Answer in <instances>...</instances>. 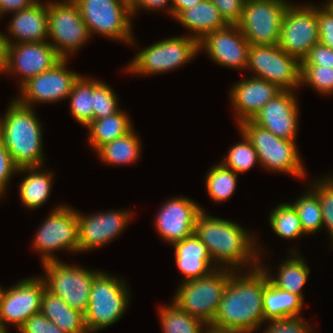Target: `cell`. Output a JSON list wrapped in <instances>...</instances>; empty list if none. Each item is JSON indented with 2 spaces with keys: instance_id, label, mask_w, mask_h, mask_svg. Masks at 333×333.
Instances as JSON below:
<instances>
[{
  "instance_id": "cell-1",
  "label": "cell",
  "mask_w": 333,
  "mask_h": 333,
  "mask_svg": "<svg viewBox=\"0 0 333 333\" xmlns=\"http://www.w3.org/2000/svg\"><path fill=\"white\" fill-rule=\"evenodd\" d=\"M208 215L205 210L199 214L194 233L207 246L214 265L234 271L257 268L263 250L258 248L256 235L233 221Z\"/></svg>"
},
{
  "instance_id": "cell-2",
  "label": "cell",
  "mask_w": 333,
  "mask_h": 333,
  "mask_svg": "<svg viewBox=\"0 0 333 333\" xmlns=\"http://www.w3.org/2000/svg\"><path fill=\"white\" fill-rule=\"evenodd\" d=\"M244 270L231 275L211 325L252 333L266 322L262 298L267 274L260 266Z\"/></svg>"
},
{
  "instance_id": "cell-3",
  "label": "cell",
  "mask_w": 333,
  "mask_h": 333,
  "mask_svg": "<svg viewBox=\"0 0 333 333\" xmlns=\"http://www.w3.org/2000/svg\"><path fill=\"white\" fill-rule=\"evenodd\" d=\"M41 124L35 110L16 99L0 117V139L18 168L44 165Z\"/></svg>"
},
{
  "instance_id": "cell-4",
  "label": "cell",
  "mask_w": 333,
  "mask_h": 333,
  "mask_svg": "<svg viewBox=\"0 0 333 333\" xmlns=\"http://www.w3.org/2000/svg\"><path fill=\"white\" fill-rule=\"evenodd\" d=\"M238 129L255 148L261 166L266 170L283 172L298 179L304 178L306 169L301 161L296 141H288L275 136L272 132L259 127L251 120L241 121Z\"/></svg>"
},
{
  "instance_id": "cell-5",
  "label": "cell",
  "mask_w": 333,
  "mask_h": 333,
  "mask_svg": "<svg viewBox=\"0 0 333 333\" xmlns=\"http://www.w3.org/2000/svg\"><path fill=\"white\" fill-rule=\"evenodd\" d=\"M117 276L99 272L92 281L89 306L84 314L89 333L109 327L119 321L127 311L130 291L127 284Z\"/></svg>"
},
{
  "instance_id": "cell-6",
  "label": "cell",
  "mask_w": 333,
  "mask_h": 333,
  "mask_svg": "<svg viewBox=\"0 0 333 333\" xmlns=\"http://www.w3.org/2000/svg\"><path fill=\"white\" fill-rule=\"evenodd\" d=\"M234 270L217 268L209 275L178 285L173 299L183 312L211 324Z\"/></svg>"
},
{
  "instance_id": "cell-7",
  "label": "cell",
  "mask_w": 333,
  "mask_h": 333,
  "mask_svg": "<svg viewBox=\"0 0 333 333\" xmlns=\"http://www.w3.org/2000/svg\"><path fill=\"white\" fill-rule=\"evenodd\" d=\"M87 25L90 36L99 34L110 40L135 46L130 0H73Z\"/></svg>"
},
{
  "instance_id": "cell-8",
  "label": "cell",
  "mask_w": 333,
  "mask_h": 333,
  "mask_svg": "<svg viewBox=\"0 0 333 333\" xmlns=\"http://www.w3.org/2000/svg\"><path fill=\"white\" fill-rule=\"evenodd\" d=\"M199 41L191 36L171 37L139 50L126 70L140 75H157L177 69L197 56Z\"/></svg>"
},
{
  "instance_id": "cell-9",
  "label": "cell",
  "mask_w": 333,
  "mask_h": 333,
  "mask_svg": "<svg viewBox=\"0 0 333 333\" xmlns=\"http://www.w3.org/2000/svg\"><path fill=\"white\" fill-rule=\"evenodd\" d=\"M45 275L42 277L46 290L62 298L70 307L86 313L89 306V297L92 281L100 272L69 265L60 260L42 263Z\"/></svg>"
},
{
  "instance_id": "cell-10",
  "label": "cell",
  "mask_w": 333,
  "mask_h": 333,
  "mask_svg": "<svg viewBox=\"0 0 333 333\" xmlns=\"http://www.w3.org/2000/svg\"><path fill=\"white\" fill-rule=\"evenodd\" d=\"M90 37L87 25L73 0L48 2L49 43L61 58H70Z\"/></svg>"
},
{
  "instance_id": "cell-11",
  "label": "cell",
  "mask_w": 333,
  "mask_h": 333,
  "mask_svg": "<svg viewBox=\"0 0 333 333\" xmlns=\"http://www.w3.org/2000/svg\"><path fill=\"white\" fill-rule=\"evenodd\" d=\"M247 69L254 71L253 77L265 79L283 91H295L301 86V61L278 44L251 45Z\"/></svg>"
},
{
  "instance_id": "cell-12",
  "label": "cell",
  "mask_w": 333,
  "mask_h": 333,
  "mask_svg": "<svg viewBox=\"0 0 333 333\" xmlns=\"http://www.w3.org/2000/svg\"><path fill=\"white\" fill-rule=\"evenodd\" d=\"M32 247L40 253L41 263L58 260L54 251L79 252L77 210L66 204L56 206L39 227Z\"/></svg>"
},
{
  "instance_id": "cell-13",
  "label": "cell",
  "mask_w": 333,
  "mask_h": 333,
  "mask_svg": "<svg viewBox=\"0 0 333 333\" xmlns=\"http://www.w3.org/2000/svg\"><path fill=\"white\" fill-rule=\"evenodd\" d=\"M287 0H246L237 24L250 45H277Z\"/></svg>"
},
{
  "instance_id": "cell-14",
  "label": "cell",
  "mask_w": 333,
  "mask_h": 333,
  "mask_svg": "<svg viewBox=\"0 0 333 333\" xmlns=\"http://www.w3.org/2000/svg\"><path fill=\"white\" fill-rule=\"evenodd\" d=\"M317 43L319 30L316 5L290 3L283 16L279 47L302 61Z\"/></svg>"
},
{
  "instance_id": "cell-15",
  "label": "cell",
  "mask_w": 333,
  "mask_h": 333,
  "mask_svg": "<svg viewBox=\"0 0 333 333\" xmlns=\"http://www.w3.org/2000/svg\"><path fill=\"white\" fill-rule=\"evenodd\" d=\"M46 285L41 277L25 278L10 288L2 289L0 325H15L19 330L33 315L41 313L42 296Z\"/></svg>"
},
{
  "instance_id": "cell-16",
  "label": "cell",
  "mask_w": 333,
  "mask_h": 333,
  "mask_svg": "<svg viewBox=\"0 0 333 333\" xmlns=\"http://www.w3.org/2000/svg\"><path fill=\"white\" fill-rule=\"evenodd\" d=\"M68 59H61L51 69L29 79L20 88L16 99L20 104L32 107L37 103H54L68 99L74 82L80 73L67 69Z\"/></svg>"
},
{
  "instance_id": "cell-17",
  "label": "cell",
  "mask_w": 333,
  "mask_h": 333,
  "mask_svg": "<svg viewBox=\"0 0 333 333\" xmlns=\"http://www.w3.org/2000/svg\"><path fill=\"white\" fill-rule=\"evenodd\" d=\"M250 46L238 25H227L207 33L199 41V52L204 49L214 63L241 72L246 71Z\"/></svg>"
},
{
  "instance_id": "cell-18",
  "label": "cell",
  "mask_w": 333,
  "mask_h": 333,
  "mask_svg": "<svg viewBox=\"0 0 333 333\" xmlns=\"http://www.w3.org/2000/svg\"><path fill=\"white\" fill-rule=\"evenodd\" d=\"M62 58L48 41L10 44L3 74L21 76L20 87L29 79L51 69Z\"/></svg>"
},
{
  "instance_id": "cell-19",
  "label": "cell",
  "mask_w": 333,
  "mask_h": 333,
  "mask_svg": "<svg viewBox=\"0 0 333 333\" xmlns=\"http://www.w3.org/2000/svg\"><path fill=\"white\" fill-rule=\"evenodd\" d=\"M131 211L114 210L84 215L77 211L79 252L96 249L118 237L128 226Z\"/></svg>"
},
{
  "instance_id": "cell-20",
  "label": "cell",
  "mask_w": 333,
  "mask_h": 333,
  "mask_svg": "<svg viewBox=\"0 0 333 333\" xmlns=\"http://www.w3.org/2000/svg\"><path fill=\"white\" fill-rule=\"evenodd\" d=\"M204 209L186 197H171L165 202L155 217V230L161 239L174 244L194 233L199 214Z\"/></svg>"
},
{
  "instance_id": "cell-21",
  "label": "cell",
  "mask_w": 333,
  "mask_h": 333,
  "mask_svg": "<svg viewBox=\"0 0 333 333\" xmlns=\"http://www.w3.org/2000/svg\"><path fill=\"white\" fill-rule=\"evenodd\" d=\"M294 93L282 91L268 101L251 121L279 138L295 141L299 123V105Z\"/></svg>"
},
{
  "instance_id": "cell-22",
  "label": "cell",
  "mask_w": 333,
  "mask_h": 333,
  "mask_svg": "<svg viewBox=\"0 0 333 333\" xmlns=\"http://www.w3.org/2000/svg\"><path fill=\"white\" fill-rule=\"evenodd\" d=\"M282 91L275 84L253 76L236 82L229 96L236 112L237 125L241 121L251 120L268 101Z\"/></svg>"
},
{
  "instance_id": "cell-23",
  "label": "cell",
  "mask_w": 333,
  "mask_h": 333,
  "mask_svg": "<svg viewBox=\"0 0 333 333\" xmlns=\"http://www.w3.org/2000/svg\"><path fill=\"white\" fill-rule=\"evenodd\" d=\"M12 14L14 15L7 28L11 36H7L9 44L49 41L48 2L38 1L33 6Z\"/></svg>"
},
{
  "instance_id": "cell-24",
  "label": "cell",
  "mask_w": 333,
  "mask_h": 333,
  "mask_svg": "<svg viewBox=\"0 0 333 333\" xmlns=\"http://www.w3.org/2000/svg\"><path fill=\"white\" fill-rule=\"evenodd\" d=\"M172 245L176 265L184 275L183 282L205 277L218 268L214 265L207 246L195 233Z\"/></svg>"
},
{
  "instance_id": "cell-25",
  "label": "cell",
  "mask_w": 333,
  "mask_h": 333,
  "mask_svg": "<svg viewBox=\"0 0 333 333\" xmlns=\"http://www.w3.org/2000/svg\"><path fill=\"white\" fill-rule=\"evenodd\" d=\"M183 27L190 30L187 34L200 41L207 33L222 29L228 24L222 18L218 8L210 1L204 0L192 8L183 10L175 18Z\"/></svg>"
},
{
  "instance_id": "cell-26",
  "label": "cell",
  "mask_w": 333,
  "mask_h": 333,
  "mask_svg": "<svg viewBox=\"0 0 333 333\" xmlns=\"http://www.w3.org/2000/svg\"><path fill=\"white\" fill-rule=\"evenodd\" d=\"M42 166L21 167L17 169V174L26 173L19 186V197L22 204L28 209L35 210L47 202L50 197L53 172L42 171Z\"/></svg>"
},
{
  "instance_id": "cell-27",
  "label": "cell",
  "mask_w": 333,
  "mask_h": 333,
  "mask_svg": "<svg viewBox=\"0 0 333 333\" xmlns=\"http://www.w3.org/2000/svg\"><path fill=\"white\" fill-rule=\"evenodd\" d=\"M289 253L291 258L286 259L282 264H280L278 268L279 271L277 272L276 276L268 271L269 268H267L266 265L264 267L262 262H259V266L266 272L269 281L274 286L281 290L288 291L294 295H298L304 299L302 288L308 279L310 269L308 268L302 255L298 254V250L296 251L292 249Z\"/></svg>"
},
{
  "instance_id": "cell-28",
  "label": "cell",
  "mask_w": 333,
  "mask_h": 333,
  "mask_svg": "<svg viewBox=\"0 0 333 333\" xmlns=\"http://www.w3.org/2000/svg\"><path fill=\"white\" fill-rule=\"evenodd\" d=\"M41 313L65 333H89L84 314L47 290L42 296Z\"/></svg>"
},
{
  "instance_id": "cell-29",
  "label": "cell",
  "mask_w": 333,
  "mask_h": 333,
  "mask_svg": "<svg viewBox=\"0 0 333 333\" xmlns=\"http://www.w3.org/2000/svg\"><path fill=\"white\" fill-rule=\"evenodd\" d=\"M262 302L266 322L285 317L301 316L300 311L304 307V300L300 296L277 288L269 281L268 276Z\"/></svg>"
},
{
  "instance_id": "cell-30",
  "label": "cell",
  "mask_w": 333,
  "mask_h": 333,
  "mask_svg": "<svg viewBox=\"0 0 333 333\" xmlns=\"http://www.w3.org/2000/svg\"><path fill=\"white\" fill-rule=\"evenodd\" d=\"M127 115L121 109L103 119H94L86 126L89 134L88 141L94 148V151L103 144L113 141L133 129V124L130 121L131 118Z\"/></svg>"
},
{
  "instance_id": "cell-31",
  "label": "cell",
  "mask_w": 333,
  "mask_h": 333,
  "mask_svg": "<svg viewBox=\"0 0 333 333\" xmlns=\"http://www.w3.org/2000/svg\"><path fill=\"white\" fill-rule=\"evenodd\" d=\"M141 140L132 129L127 134L100 146L95 152L109 165H130L139 160Z\"/></svg>"
},
{
  "instance_id": "cell-32",
  "label": "cell",
  "mask_w": 333,
  "mask_h": 333,
  "mask_svg": "<svg viewBox=\"0 0 333 333\" xmlns=\"http://www.w3.org/2000/svg\"><path fill=\"white\" fill-rule=\"evenodd\" d=\"M101 80L87 78L80 75L74 82L70 98V113L83 126H87L93 120L94 89Z\"/></svg>"
},
{
  "instance_id": "cell-33",
  "label": "cell",
  "mask_w": 333,
  "mask_h": 333,
  "mask_svg": "<svg viewBox=\"0 0 333 333\" xmlns=\"http://www.w3.org/2000/svg\"><path fill=\"white\" fill-rule=\"evenodd\" d=\"M163 333H202L205 323L183 312L175 303L164 305L158 311Z\"/></svg>"
},
{
  "instance_id": "cell-34",
  "label": "cell",
  "mask_w": 333,
  "mask_h": 333,
  "mask_svg": "<svg viewBox=\"0 0 333 333\" xmlns=\"http://www.w3.org/2000/svg\"><path fill=\"white\" fill-rule=\"evenodd\" d=\"M237 176L238 174L221 162L213 165L205 176L206 190L212 201L222 203L230 199L236 191Z\"/></svg>"
},
{
  "instance_id": "cell-35",
  "label": "cell",
  "mask_w": 333,
  "mask_h": 333,
  "mask_svg": "<svg viewBox=\"0 0 333 333\" xmlns=\"http://www.w3.org/2000/svg\"><path fill=\"white\" fill-rule=\"evenodd\" d=\"M291 205L295 208L305 235L323 229V215L318 194L311 188Z\"/></svg>"
},
{
  "instance_id": "cell-36",
  "label": "cell",
  "mask_w": 333,
  "mask_h": 333,
  "mask_svg": "<svg viewBox=\"0 0 333 333\" xmlns=\"http://www.w3.org/2000/svg\"><path fill=\"white\" fill-rule=\"evenodd\" d=\"M269 214V224L277 236L288 240L304 236L301 221L291 203H279Z\"/></svg>"
},
{
  "instance_id": "cell-37",
  "label": "cell",
  "mask_w": 333,
  "mask_h": 333,
  "mask_svg": "<svg viewBox=\"0 0 333 333\" xmlns=\"http://www.w3.org/2000/svg\"><path fill=\"white\" fill-rule=\"evenodd\" d=\"M242 141L229 148L222 164L236 174L249 171L255 164H259L258 155L251 142L241 133Z\"/></svg>"
},
{
  "instance_id": "cell-38",
  "label": "cell",
  "mask_w": 333,
  "mask_h": 333,
  "mask_svg": "<svg viewBox=\"0 0 333 333\" xmlns=\"http://www.w3.org/2000/svg\"><path fill=\"white\" fill-rule=\"evenodd\" d=\"M306 83L323 95L333 94V68L301 66V86Z\"/></svg>"
},
{
  "instance_id": "cell-39",
  "label": "cell",
  "mask_w": 333,
  "mask_h": 333,
  "mask_svg": "<svg viewBox=\"0 0 333 333\" xmlns=\"http://www.w3.org/2000/svg\"><path fill=\"white\" fill-rule=\"evenodd\" d=\"M311 184L312 188L319 196L323 215V229L326 228L333 241V176L324 177ZM333 243V242H332Z\"/></svg>"
},
{
  "instance_id": "cell-40",
  "label": "cell",
  "mask_w": 333,
  "mask_h": 333,
  "mask_svg": "<svg viewBox=\"0 0 333 333\" xmlns=\"http://www.w3.org/2000/svg\"><path fill=\"white\" fill-rule=\"evenodd\" d=\"M117 95L103 81L94 89L93 120L103 119L120 110Z\"/></svg>"
},
{
  "instance_id": "cell-41",
  "label": "cell",
  "mask_w": 333,
  "mask_h": 333,
  "mask_svg": "<svg viewBox=\"0 0 333 333\" xmlns=\"http://www.w3.org/2000/svg\"><path fill=\"white\" fill-rule=\"evenodd\" d=\"M266 323L269 324L263 333H314L302 316L269 320Z\"/></svg>"
},
{
  "instance_id": "cell-42",
  "label": "cell",
  "mask_w": 333,
  "mask_h": 333,
  "mask_svg": "<svg viewBox=\"0 0 333 333\" xmlns=\"http://www.w3.org/2000/svg\"><path fill=\"white\" fill-rule=\"evenodd\" d=\"M319 43L333 49V13L325 6H317Z\"/></svg>"
},
{
  "instance_id": "cell-43",
  "label": "cell",
  "mask_w": 333,
  "mask_h": 333,
  "mask_svg": "<svg viewBox=\"0 0 333 333\" xmlns=\"http://www.w3.org/2000/svg\"><path fill=\"white\" fill-rule=\"evenodd\" d=\"M228 25H237L246 0H210Z\"/></svg>"
},
{
  "instance_id": "cell-44",
  "label": "cell",
  "mask_w": 333,
  "mask_h": 333,
  "mask_svg": "<svg viewBox=\"0 0 333 333\" xmlns=\"http://www.w3.org/2000/svg\"><path fill=\"white\" fill-rule=\"evenodd\" d=\"M301 66H322L333 68V49L321 43L315 44L301 61Z\"/></svg>"
},
{
  "instance_id": "cell-45",
  "label": "cell",
  "mask_w": 333,
  "mask_h": 333,
  "mask_svg": "<svg viewBox=\"0 0 333 333\" xmlns=\"http://www.w3.org/2000/svg\"><path fill=\"white\" fill-rule=\"evenodd\" d=\"M18 167L0 139V199L6 193L10 179L16 175ZM15 174V175H14Z\"/></svg>"
},
{
  "instance_id": "cell-46",
  "label": "cell",
  "mask_w": 333,
  "mask_h": 333,
  "mask_svg": "<svg viewBox=\"0 0 333 333\" xmlns=\"http://www.w3.org/2000/svg\"><path fill=\"white\" fill-rule=\"evenodd\" d=\"M18 331L20 333H65L42 313L30 317Z\"/></svg>"
},
{
  "instance_id": "cell-47",
  "label": "cell",
  "mask_w": 333,
  "mask_h": 333,
  "mask_svg": "<svg viewBox=\"0 0 333 333\" xmlns=\"http://www.w3.org/2000/svg\"><path fill=\"white\" fill-rule=\"evenodd\" d=\"M170 1L171 0H130L132 16H135L137 11H140V9H145L148 11H156L158 9L157 11H159L166 8V11L170 13L169 15H171V5H168L171 3Z\"/></svg>"
},
{
  "instance_id": "cell-48",
  "label": "cell",
  "mask_w": 333,
  "mask_h": 333,
  "mask_svg": "<svg viewBox=\"0 0 333 333\" xmlns=\"http://www.w3.org/2000/svg\"><path fill=\"white\" fill-rule=\"evenodd\" d=\"M39 0H0V17L33 6Z\"/></svg>"
},
{
  "instance_id": "cell-49",
  "label": "cell",
  "mask_w": 333,
  "mask_h": 333,
  "mask_svg": "<svg viewBox=\"0 0 333 333\" xmlns=\"http://www.w3.org/2000/svg\"><path fill=\"white\" fill-rule=\"evenodd\" d=\"M204 0H171V16L176 18L183 10L192 8Z\"/></svg>"
},
{
  "instance_id": "cell-50",
  "label": "cell",
  "mask_w": 333,
  "mask_h": 333,
  "mask_svg": "<svg viewBox=\"0 0 333 333\" xmlns=\"http://www.w3.org/2000/svg\"><path fill=\"white\" fill-rule=\"evenodd\" d=\"M9 45L7 35L0 32V73L7 65Z\"/></svg>"
},
{
  "instance_id": "cell-51",
  "label": "cell",
  "mask_w": 333,
  "mask_h": 333,
  "mask_svg": "<svg viewBox=\"0 0 333 333\" xmlns=\"http://www.w3.org/2000/svg\"><path fill=\"white\" fill-rule=\"evenodd\" d=\"M202 333H244V332L216 327L211 324H206L205 327L203 328Z\"/></svg>"
},
{
  "instance_id": "cell-52",
  "label": "cell",
  "mask_w": 333,
  "mask_h": 333,
  "mask_svg": "<svg viewBox=\"0 0 333 333\" xmlns=\"http://www.w3.org/2000/svg\"><path fill=\"white\" fill-rule=\"evenodd\" d=\"M324 5L333 13V0H329Z\"/></svg>"
},
{
  "instance_id": "cell-53",
  "label": "cell",
  "mask_w": 333,
  "mask_h": 333,
  "mask_svg": "<svg viewBox=\"0 0 333 333\" xmlns=\"http://www.w3.org/2000/svg\"><path fill=\"white\" fill-rule=\"evenodd\" d=\"M0 333H9V332H8V328H6V327L3 326V325H0Z\"/></svg>"
},
{
  "instance_id": "cell-54",
  "label": "cell",
  "mask_w": 333,
  "mask_h": 333,
  "mask_svg": "<svg viewBox=\"0 0 333 333\" xmlns=\"http://www.w3.org/2000/svg\"><path fill=\"white\" fill-rule=\"evenodd\" d=\"M2 289H3V288H2V287H1V285H0V297H1V292H2Z\"/></svg>"
}]
</instances>
